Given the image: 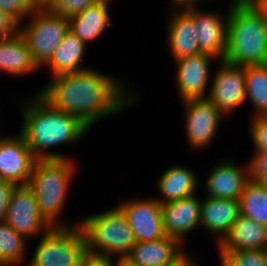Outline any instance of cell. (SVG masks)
Returning a JSON list of instances; mask_svg holds the SVG:
<instances>
[{
    "label": "cell",
    "mask_w": 267,
    "mask_h": 266,
    "mask_svg": "<svg viewBox=\"0 0 267 266\" xmlns=\"http://www.w3.org/2000/svg\"><path fill=\"white\" fill-rule=\"evenodd\" d=\"M188 252L182 243L171 236L149 242H137L125 257L135 266H174Z\"/></svg>",
    "instance_id": "2e32d148"
},
{
    "label": "cell",
    "mask_w": 267,
    "mask_h": 266,
    "mask_svg": "<svg viewBox=\"0 0 267 266\" xmlns=\"http://www.w3.org/2000/svg\"><path fill=\"white\" fill-rule=\"evenodd\" d=\"M207 98L224 115H231L246 101L244 67L219 60Z\"/></svg>",
    "instance_id": "9c48e42d"
},
{
    "label": "cell",
    "mask_w": 267,
    "mask_h": 266,
    "mask_svg": "<svg viewBox=\"0 0 267 266\" xmlns=\"http://www.w3.org/2000/svg\"><path fill=\"white\" fill-rule=\"evenodd\" d=\"M130 92L120 79L92 67L54 76L38 91L54 108L76 116L89 128L134 105L138 99Z\"/></svg>",
    "instance_id": "6da1fadb"
},
{
    "label": "cell",
    "mask_w": 267,
    "mask_h": 266,
    "mask_svg": "<svg viewBox=\"0 0 267 266\" xmlns=\"http://www.w3.org/2000/svg\"><path fill=\"white\" fill-rule=\"evenodd\" d=\"M240 214L267 226V185L249 180L239 199Z\"/></svg>",
    "instance_id": "484cf974"
},
{
    "label": "cell",
    "mask_w": 267,
    "mask_h": 266,
    "mask_svg": "<svg viewBox=\"0 0 267 266\" xmlns=\"http://www.w3.org/2000/svg\"><path fill=\"white\" fill-rule=\"evenodd\" d=\"M202 0H171V4L175 5V4H181V3H185V2H198L199 4L203 3V2H200ZM205 1V0H203Z\"/></svg>",
    "instance_id": "60d3db41"
},
{
    "label": "cell",
    "mask_w": 267,
    "mask_h": 266,
    "mask_svg": "<svg viewBox=\"0 0 267 266\" xmlns=\"http://www.w3.org/2000/svg\"><path fill=\"white\" fill-rule=\"evenodd\" d=\"M174 266H197L194 258L192 255L187 254L183 259H181L176 265Z\"/></svg>",
    "instance_id": "74e56055"
},
{
    "label": "cell",
    "mask_w": 267,
    "mask_h": 266,
    "mask_svg": "<svg viewBox=\"0 0 267 266\" xmlns=\"http://www.w3.org/2000/svg\"><path fill=\"white\" fill-rule=\"evenodd\" d=\"M37 9H49L56 0H33Z\"/></svg>",
    "instance_id": "f35d334b"
},
{
    "label": "cell",
    "mask_w": 267,
    "mask_h": 266,
    "mask_svg": "<svg viewBox=\"0 0 267 266\" xmlns=\"http://www.w3.org/2000/svg\"><path fill=\"white\" fill-rule=\"evenodd\" d=\"M80 266H116V258L87 252Z\"/></svg>",
    "instance_id": "e575fe53"
},
{
    "label": "cell",
    "mask_w": 267,
    "mask_h": 266,
    "mask_svg": "<svg viewBox=\"0 0 267 266\" xmlns=\"http://www.w3.org/2000/svg\"><path fill=\"white\" fill-rule=\"evenodd\" d=\"M213 55L199 53L175 61L176 88L179 91L181 101L190 99L207 98L208 85L211 84V62L215 60ZM211 77V78H210ZM207 94V95H206Z\"/></svg>",
    "instance_id": "4fadbf2b"
},
{
    "label": "cell",
    "mask_w": 267,
    "mask_h": 266,
    "mask_svg": "<svg viewBox=\"0 0 267 266\" xmlns=\"http://www.w3.org/2000/svg\"><path fill=\"white\" fill-rule=\"evenodd\" d=\"M172 8L168 17L167 44L174 61L201 53L193 18L179 4H173Z\"/></svg>",
    "instance_id": "ac0fdd59"
},
{
    "label": "cell",
    "mask_w": 267,
    "mask_h": 266,
    "mask_svg": "<svg viewBox=\"0 0 267 266\" xmlns=\"http://www.w3.org/2000/svg\"><path fill=\"white\" fill-rule=\"evenodd\" d=\"M258 0H230L229 9L254 7Z\"/></svg>",
    "instance_id": "d590c367"
},
{
    "label": "cell",
    "mask_w": 267,
    "mask_h": 266,
    "mask_svg": "<svg viewBox=\"0 0 267 266\" xmlns=\"http://www.w3.org/2000/svg\"><path fill=\"white\" fill-rule=\"evenodd\" d=\"M40 70L34 62L21 33L0 40V71L12 75H27Z\"/></svg>",
    "instance_id": "cb8c5ba5"
},
{
    "label": "cell",
    "mask_w": 267,
    "mask_h": 266,
    "mask_svg": "<svg viewBox=\"0 0 267 266\" xmlns=\"http://www.w3.org/2000/svg\"><path fill=\"white\" fill-rule=\"evenodd\" d=\"M5 222L26 240L36 235L40 237L39 235L45 234L52 228L40 214L34 193L28 185L16 188L10 200Z\"/></svg>",
    "instance_id": "7c38bea8"
},
{
    "label": "cell",
    "mask_w": 267,
    "mask_h": 266,
    "mask_svg": "<svg viewBox=\"0 0 267 266\" xmlns=\"http://www.w3.org/2000/svg\"><path fill=\"white\" fill-rule=\"evenodd\" d=\"M36 158L23 135L0 136V177L18 186L28 185Z\"/></svg>",
    "instance_id": "5bb4252c"
},
{
    "label": "cell",
    "mask_w": 267,
    "mask_h": 266,
    "mask_svg": "<svg viewBox=\"0 0 267 266\" xmlns=\"http://www.w3.org/2000/svg\"><path fill=\"white\" fill-rule=\"evenodd\" d=\"M223 60L243 67L267 64V22L253 7L230 9Z\"/></svg>",
    "instance_id": "277c9868"
},
{
    "label": "cell",
    "mask_w": 267,
    "mask_h": 266,
    "mask_svg": "<svg viewBox=\"0 0 267 266\" xmlns=\"http://www.w3.org/2000/svg\"><path fill=\"white\" fill-rule=\"evenodd\" d=\"M27 23H20V33L25 38L31 56L43 67L60 45L69 30L68 17L50 9H36L28 16Z\"/></svg>",
    "instance_id": "52a82bcc"
},
{
    "label": "cell",
    "mask_w": 267,
    "mask_h": 266,
    "mask_svg": "<svg viewBox=\"0 0 267 266\" xmlns=\"http://www.w3.org/2000/svg\"><path fill=\"white\" fill-rule=\"evenodd\" d=\"M125 216L137 242L166 237L162 205L153 197L134 198L116 206Z\"/></svg>",
    "instance_id": "8fae6325"
},
{
    "label": "cell",
    "mask_w": 267,
    "mask_h": 266,
    "mask_svg": "<svg viewBox=\"0 0 267 266\" xmlns=\"http://www.w3.org/2000/svg\"><path fill=\"white\" fill-rule=\"evenodd\" d=\"M78 222L89 253L125 258L137 243L129 223L117 207L85 216Z\"/></svg>",
    "instance_id": "5b68a950"
},
{
    "label": "cell",
    "mask_w": 267,
    "mask_h": 266,
    "mask_svg": "<svg viewBox=\"0 0 267 266\" xmlns=\"http://www.w3.org/2000/svg\"><path fill=\"white\" fill-rule=\"evenodd\" d=\"M71 158L36 159L28 182L40 214L52 227L79 224L64 222L60 217L77 167Z\"/></svg>",
    "instance_id": "3957f363"
},
{
    "label": "cell",
    "mask_w": 267,
    "mask_h": 266,
    "mask_svg": "<svg viewBox=\"0 0 267 266\" xmlns=\"http://www.w3.org/2000/svg\"><path fill=\"white\" fill-rule=\"evenodd\" d=\"M194 20L201 53L223 60L227 45V26L230 9L222 16L217 11L198 9V2L179 4ZM203 10V11H201Z\"/></svg>",
    "instance_id": "ba28073f"
},
{
    "label": "cell",
    "mask_w": 267,
    "mask_h": 266,
    "mask_svg": "<svg viewBox=\"0 0 267 266\" xmlns=\"http://www.w3.org/2000/svg\"><path fill=\"white\" fill-rule=\"evenodd\" d=\"M39 238L28 266H80L87 253L84 233L79 224L52 227Z\"/></svg>",
    "instance_id": "8992f818"
},
{
    "label": "cell",
    "mask_w": 267,
    "mask_h": 266,
    "mask_svg": "<svg viewBox=\"0 0 267 266\" xmlns=\"http://www.w3.org/2000/svg\"><path fill=\"white\" fill-rule=\"evenodd\" d=\"M246 100H250L253 116L267 115V64L245 66Z\"/></svg>",
    "instance_id": "d4e9b609"
},
{
    "label": "cell",
    "mask_w": 267,
    "mask_h": 266,
    "mask_svg": "<svg viewBox=\"0 0 267 266\" xmlns=\"http://www.w3.org/2000/svg\"><path fill=\"white\" fill-rule=\"evenodd\" d=\"M98 0H56L49 8L51 11L70 17L85 10Z\"/></svg>",
    "instance_id": "1f68e13d"
},
{
    "label": "cell",
    "mask_w": 267,
    "mask_h": 266,
    "mask_svg": "<svg viewBox=\"0 0 267 266\" xmlns=\"http://www.w3.org/2000/svg\"><path fill=\"white\" fill-rule=\"evenodd\" d=\"M161 174L157 188L162 197H154L161 205L191 196L199 186L197 173L182 165L171 166Z\"/></svg>",
    "instance_id": "7402d4cb"
},
{
    "label": "cell",
    "mask_w": 267,
    "mask_h": 266,
    "mask_svg": "<svg viewBox=\"0 0 267 266\" xmlns=\"http://www.w3.org/2000/svg\"><path fill=\"white\" fill-rule=\"evenodd\" d=\"M20 110L23 122L19 132L36 159L69 158L49 148L75 144L90 130L76 116L54 108L38 92L25 100Z\"/></svg>",
    "instance_id": "7a4b0ae2"
},
{
    "label": "cell",
    "mask_w": 267,
    "mask_h": 266,
    "mask_svg": "<svg viewBox=\"0 0 267 266\" xmlns=\"http://www.w3.org/2000/svg\"><path fill=\"white\" fill-rule=\"evenodd\" d=\"M218 252L221 266H267V249Z\"/></svg>",
    "instance_id": "83f0119b"
},
{
    "label": "cell",
    "mask_w": 267,
    "mask_h": 266,
    "mask_svg": "<svg viewBox=\"0 0 267 266\" xmlns=\"http://www.w3.org/2000/svg\"><path fill=\"white\" fill-rule=\"evenodd\" d=\"M69 30L86 45L97 39L105 28L111 27L109 2L96 1L85 10L68 17Z\"/></svg>",
    "instance_id": "44dd1931"
},
{
    "label": "cell",
    "mask_w": 267,
    "mask_h": 266,
    "mask_svg": "<svg viewBox=\"0 0 267 266\" xmlns=\"http://www.w3.org/2000/svg\"><path fill=\"white\" fill-rule=\"evenodd\" d=\"M183 103L188 145L194 150H202L214 141L224 115L208 98L190 99Z\"/></svg>",
    "instance_id": "30bf717a"
},
{
    "label": "cell",
    "mask_w": 267,
    "mask_h": 266,
    "mask_svg": "<svg viewBox=\"0 0 267 266\" xmlns=\"http://www.w3.org/2000/svg\"><path fill=\"white\" fill-rule=\"evenodd\" d=\"M248 165L249 180L267 185V153L254 151Z\"/></svg>",
    "instance_id": "4dcf8cb0"
},
{
    "label": "cell",
    "mask_w": 267,
    "mask_h": 266,
    "mask_svg": "<svg viewBox=\"0 0 267 266\" xmlns=\"http://www.w3.org/2000/svg\"><path fill=\"white\" fill-rule=\"evenodd\" d=\"M251 121V140L254 144V151L267 153V115H257Z\"/></svg>",
    "instance_id": "f546056e"
},
{
    "label": "cell",
    "mask_w": 267,
    "mask_h": 266,
    "mask_svg": "<svg viewBox=\"0 0 267 266\" xmlns=\"http://www.w3.org/2000/svg\"><path fill=\"white\" fill-rule=\"evenodd\" d=\"M87 45L68 30L60 45L55 49L49 61L43 66L48 67L51 75L80 72L89 69L82 63Z\"/></svg>",
    "instance_id": "603a6c76"
},
{
    "label": "cell",
    "mask_w": 267,
    "mask_h": 266,
    "mask_svg": "<svg viewBox=\"0 0 267 266\" xmlns=\"http://www.w3.org/2000/svg\"><path fill=\"white\" fill-rule=\"evenodd\" d=\"M116 266H135V265H132L125 258H117L116 259Z\"/></svg>",
    "instance_id": "ab89813d"
},
{
    "label": "cell",
    "mask_w": 267,
    "mask_h": 266,
    "mask_svg": "<svg viewBox=\"0 0 267 266\" xmlns=\"http://www.w3.org/2000/svg\"><path fill=\"white\" fill-rule=\"evenodd\" d=\"M0 9L23 23L37 8L33 0H0Z\"/></svg>",
    "instance_id": "f1b7e54d"
},
{
    "label": "cell",
    "mask_w": 267,
    "mask_h": 266,
    "mask_svg": "<svg viewBox=\"0 0 267 266\" xmlns=\"http://www.w3.org/2000/svg\"><path fill=\"white\" fill-rule=\"evenodd\" d=\"M253 8L267 22V0H258Z\"/></svg>",
    "instance_id": "8d00e7d4"
},
{
    "label": "cell",
    "mask_w": 267,
    "mask_h": 266,
    "mask_svg": "<svg viewBox=\"0 0 267 266\" xmlns=\"http://www.w3.org/2000/svg\"><path fill=\"white\" fill-rule=\"evenodd\" d=\"M201 204L202 200L196 196V193L162 204L166 235L178 239L183 244L184 237L200 225Z\"/></svg>",
    "instance_id": "e0dca14e"
},
{
    "label": "cell",
    "mask_w": 267,
    "mask_h": 266,
    "mask_svg": "<svg viewBox=\"0 0 267 266\" xmlns=\"http://www.w3.org/2000/svg\"><path fill=\"white\" fill-rule=\"evenodd\" d=\"M27 240L6 222L0 223V266H17L26 257Z\"/></svg>",
    "instance_id": "4316f807"
},
{
    "label": "cell",
    "mask_w": 267,
    "mask_h": 266,
    "mask_svg": "<svg viewBox=\"0 0 267 266\" xmlns=\"http://www.w3.org/2000/svg\"><path fill=\"white\" fill-rule=\"evenodd\" d=\"M239 216V200L208 196L202 200L200 225L210 235L216 236V245L228 234Z\"/></svg>",
    "instance_id": "d6986e66"
},
{
    "label": "cell",
    "mask_w": 267,
    "mask_h": 266,
    "mask_svg": "<svg viewBox=\"0 0 267 266\" xmlns=\"http://www.w3.org/2000/svg\"><path fill=\"white\" fill-rule=\"evenodd\" d=\"M234 161L223 160L211 168L206 178V194L211 198L239 200L249 181L248 165L244 169Z\"/></svg>",
    "instance_id": "9a60e30c"
},
{
    "label": "cell",
    "mask_w": 267,
    "mask_h": 266,
    "mask_svg": "<svg viewBox=\"0 0 267 266\" xmlns=\"http://www.w3.org/2000/svg\"><path fill=\"white\" fill-rule=\"evenodd\" d=\"M17 187L13 182H0V223L6 221L10 200Z\"/></svg>",
    "instance_id": "d6a6232c"
},
{
    "label": "cell",
    "mask_w": 267,
    "mask_h": 266,
    "mask_svg": "<svg viewBox=\"0 0 267 266\" xmlns=\"http://www.w3.org/2000/svg\"><path fill=\"white\" fill-rule=\"evenodd\" d=\"M20 31V23L0 9V40L13 37Z\"/></svg>",
    "instance_id": "836d02e7"
},
{
    "label": "cell",
    "mask_w": 267,
    "mask_h": 266,
    "mask_svg": "<svg viewBox=\"0 0 267 266\" xmlns=\"http://www.w3.org/2000/svg\"><path fill=\"white\" fill-rule=\"evenodd\" d=\"M217 246L218 251L267 249V226L240 214Z\"/></svg>",
    "instance_id": "ffe728a7"
}]
</instances>
